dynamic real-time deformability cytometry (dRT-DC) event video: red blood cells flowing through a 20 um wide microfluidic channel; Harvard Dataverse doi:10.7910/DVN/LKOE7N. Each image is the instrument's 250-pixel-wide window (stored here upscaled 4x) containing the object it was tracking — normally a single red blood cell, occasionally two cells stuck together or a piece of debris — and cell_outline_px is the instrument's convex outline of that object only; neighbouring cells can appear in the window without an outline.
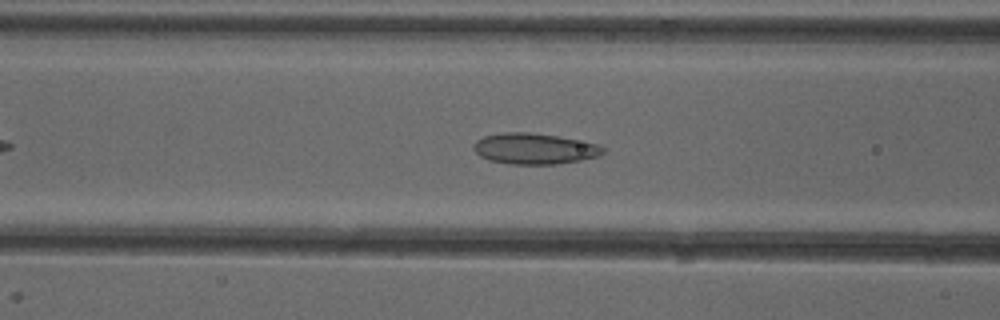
{"species": "common noctule bat (a hibernating species)", "species_latin": "Nyctalus noctula", "temperature_condition": "cold", "stored_images_in_passage": 38, "camera_frame_rate_fps": 3000, "um_per_image_px": 0.085, "animal": {"sex": "female"}, "frame": {"image": 1, "passage_image": 13, "time_ms": 4.0, "image_size_px": [1000, 320], "cell_outline_px": [[604, 152], [600, 156], [580, 160], [556, 164], [512, 164], [488, 160], [480, 156], [472, 148], [472, 144], [476, 140], [484, 136], [504, 132], [528, 132], [556, 136], [600, 144], [604, 148]], "centroid_in_image_um": [45.41, 12.64], "position_along_channel_um": 121.2, "area_um2": 23.35}}
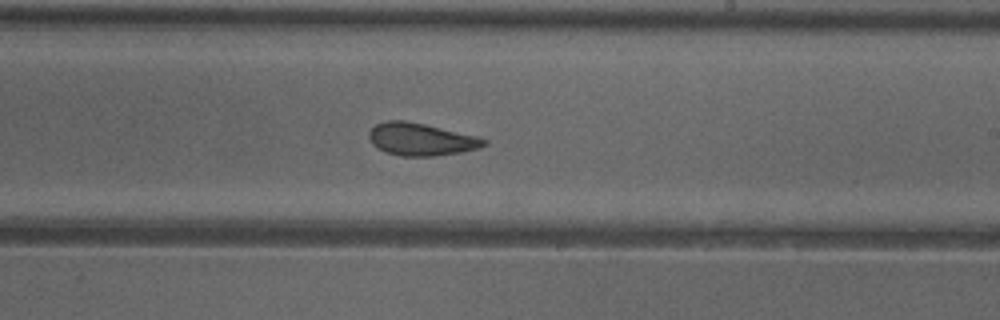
{"frame": {"image": 2, "passage_image": 23, "time_ms": 7.333, "image_size_px": [1000, 320], "cell_outline_px": [[488, 144], [480, 148], [460, 152], [432, 156], [400, 156], [384, 152], [376, 148], [372, 144], [368, 136], [368, 132], [376, 124], [388, 120], [404, 120], [424, 124], [476, 136], [488, 140]], "centroid_in_image_um": [35.76, 11.85], "position_along_channel_um": 253.2, "area_um2": 21.79}}
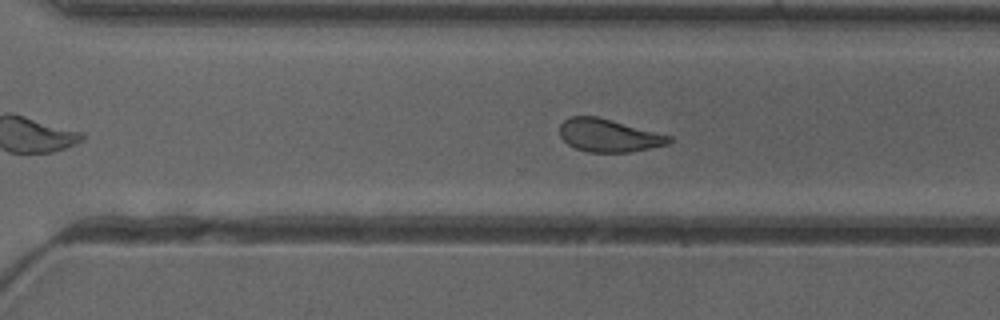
{"frame": {"image": 3, "passage_image": 28, "time_ms": 9.0, "image_size_px": [1000, 320], "cell_outline_px": [[672, 140], [668, 144], [628, 152], [588, 152], [576, 148], [568, 144], [560, 136], [560, 124], [568, 116], [596, 116], [612, 120], [672, 136]], "centroid_in_image_um": [51.72, 11.5], "position_along_channel_um": 318.9, "area_um2": 20.81}}